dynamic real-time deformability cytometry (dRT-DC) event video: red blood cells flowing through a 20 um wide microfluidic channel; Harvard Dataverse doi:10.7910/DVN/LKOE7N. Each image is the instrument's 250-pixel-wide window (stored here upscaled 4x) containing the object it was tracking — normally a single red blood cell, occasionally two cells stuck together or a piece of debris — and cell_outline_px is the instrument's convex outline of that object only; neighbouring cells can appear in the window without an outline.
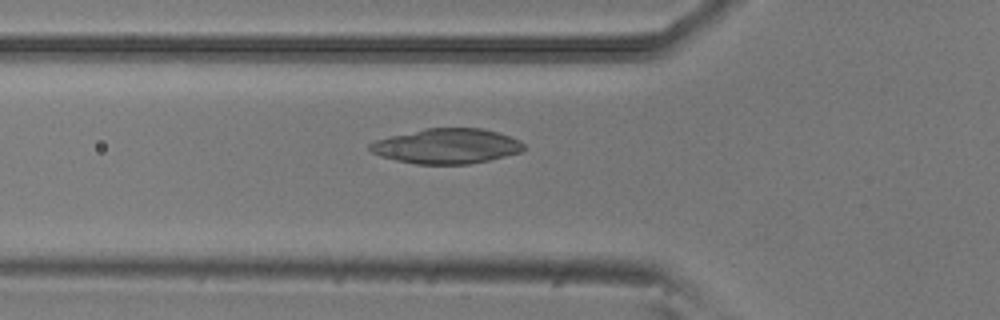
{"species": "common noctule bat (a hibernating species)", "species_latin": "Nyctalus noctula", "temperature_condition": "room temperature", "stored_images_in_passage": 3, "camera_frame_rate_fps": 3000, "um_per_image_px": 0.085, "animal": {"sex": "male", "body_mass_g": 20.5, "forearm_length_mm": 52.5}, "frame": {"image": 1, "passage_image": 3, "time_ms": 0.667, "image_size_px": [1000, 320], "cell_outline_px": [[524, 148], [520, 152], [488, 160], [468, 164], [416, 164], [396, 160], [380, 156], [372, 152], [368, 148], [368, 144], [376, 140], [424, 128], [480, 128], [500, 132], [520, 140], [524, 144]], "centroid_in_image_um": [37.97, 12.41], "position_along_channel_um": 87.8, "area_um2": 31.33}}